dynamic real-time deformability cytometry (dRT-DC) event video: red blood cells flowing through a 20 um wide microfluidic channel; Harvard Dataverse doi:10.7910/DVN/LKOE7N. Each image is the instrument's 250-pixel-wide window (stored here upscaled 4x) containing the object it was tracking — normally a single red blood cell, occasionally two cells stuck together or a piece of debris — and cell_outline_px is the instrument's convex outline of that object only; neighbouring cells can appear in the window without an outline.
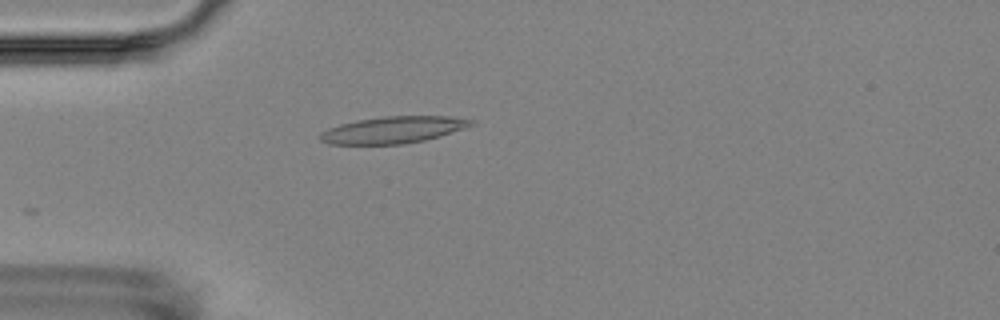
{"species": "Egyptian fruit bat (a non-hibernating species)", "species_latin": "Rousettus aegyptiacus", "temperature_condition": "room temperature", "stored_images_in_passage": 7, "camera_frame_rate_fps": 3000, "um_per_image_px": 0.085, "animal": {"sex": "female"}, "frame": {"image": 1, "passage_image": 7, "time_ms": 6.667, "image_size_px": [1000, 320], "cell_outline_px": [[476, 124], [440, 136], [424, 140], [404, 144], [328, 144], [320, 140], [316, 136], [320, 132], [328, 128], [340, 124], [356, 120], [384, 116], [448, 116], [476, 120]], "centroid_in_image_um": [33.4, 11.03], "position_along_channel_um": 51.6, "area_um2": 23.76}}